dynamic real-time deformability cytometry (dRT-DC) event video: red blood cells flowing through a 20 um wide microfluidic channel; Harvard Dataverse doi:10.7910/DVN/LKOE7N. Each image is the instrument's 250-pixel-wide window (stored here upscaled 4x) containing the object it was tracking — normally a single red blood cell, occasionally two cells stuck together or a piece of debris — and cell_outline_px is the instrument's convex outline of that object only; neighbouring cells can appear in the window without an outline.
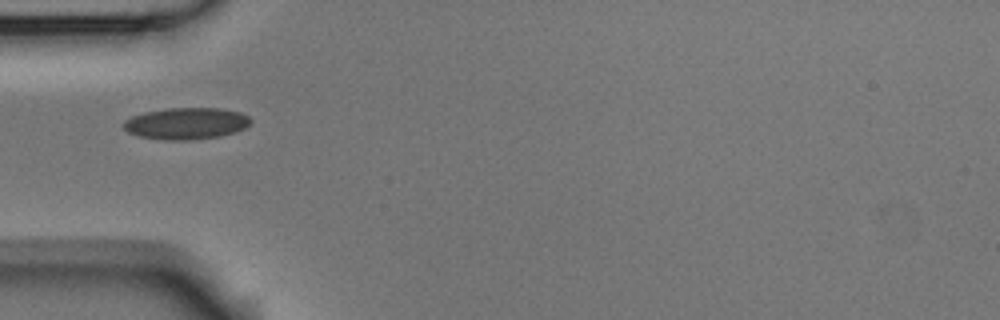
{"species": "Egyptian fruit bat (a non-hibernating species)", "species_latin": "Rousettus aegyptiacus", "temperature_condition": "room temperature", "stored_images_in_passage": 1, "camera_frame_rate_fps": 3000, "um_per_image_px": 0.085, "animal": {"sex": "male"}, "frame": {"image": 1, "passage_image": 1, "time_ms": 0.0, "image_size_px": [1000, 320], "cell_outline_px": [[252, 120], [244, 128], [236, 132], [220, 136], [188, 140], [172, 140], [140, 136], [128, 132], [124, 128], [124, 120], [132, 116], [144, 112], [168, 108], [220, 108], [240, 112], [248, 116]], "centroid_in_image_um": [15.84, 10.48], "position_along_channel_um": 69.2, "area_um2": 23.29}}